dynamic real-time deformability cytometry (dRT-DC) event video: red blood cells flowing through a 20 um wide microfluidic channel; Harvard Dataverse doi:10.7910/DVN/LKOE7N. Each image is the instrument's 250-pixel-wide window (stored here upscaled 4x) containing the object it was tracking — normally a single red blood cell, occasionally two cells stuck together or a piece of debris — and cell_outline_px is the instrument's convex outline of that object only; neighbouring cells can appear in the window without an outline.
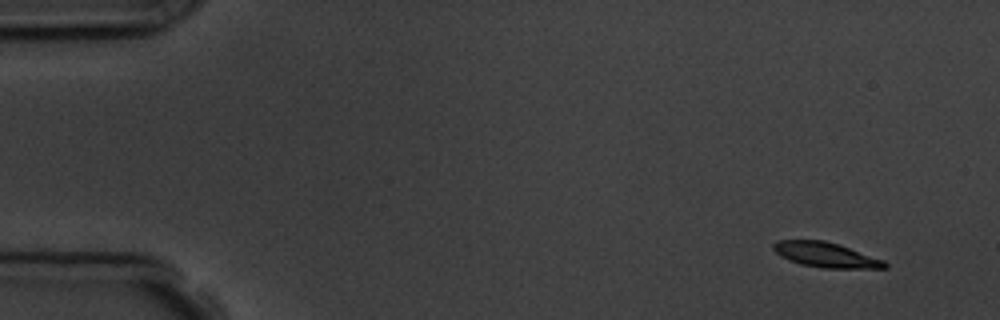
{"species": "common noctule bat (a hibernating species)", "species_latin": "Nyctalus noctula", "temperature_condition": "room temperature", "stored_images_in_passage": 5, "camera_frame_rate_fps": 3000, "um_per_image_px": 0.085, "animal": {"sex": "male", "body_mass_g": 19.5, "forearm_length_mm": 54.6}, "frame": {"image": 1, "passage_image": 1, "time_ms": 0.0, "image_size_px": [1000, 320], "cell_outline_px": [[888, 268], [824, 268], [800, 264], [788, 260], [780, 256], [772, 248], [772, 244], [776, 240], [824, 240], [840, 244], [884, 260], [888, 264]], "centroid_in_image_um": [70.18, 21.65], "position_along_channel_um": 14.8, "area_um2": 16.36}}
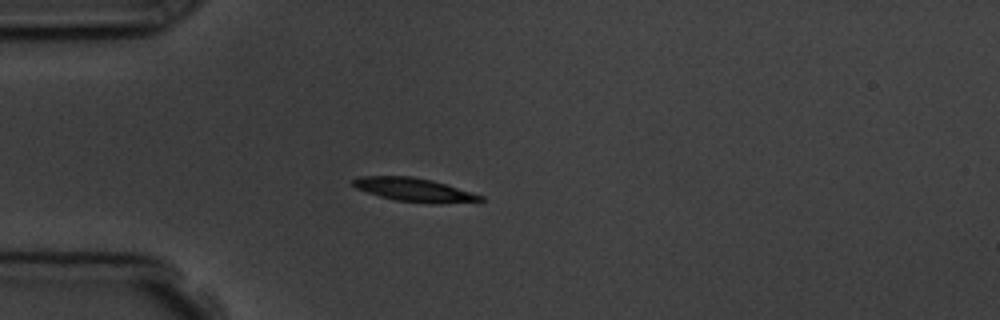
{"frame": {"image": 2, "passage_image": 4, "time_ms": 3.667, "image_size_px": [1000, 320], "cell_outline_px": [[484, 200], [440, 204], [432, 204], [396, 200], [380, 196], [356, 188], [352, 184], [352, 180], [360, 176], [412, 176], [432, 180], [484, 196]], "centroid_in_image_um": [35.2, 16.13], "position_along_channel_um": 49.8, "area_um2": 17.34}}